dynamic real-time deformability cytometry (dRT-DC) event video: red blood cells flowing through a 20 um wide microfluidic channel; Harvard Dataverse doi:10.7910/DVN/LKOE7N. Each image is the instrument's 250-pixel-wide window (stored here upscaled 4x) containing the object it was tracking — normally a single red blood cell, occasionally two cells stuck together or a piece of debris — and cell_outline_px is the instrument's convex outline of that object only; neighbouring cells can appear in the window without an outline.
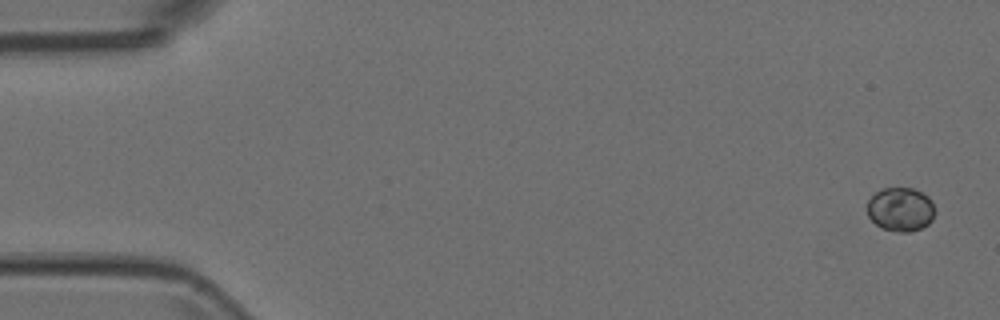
{"species": "Egyptian fruit bat (a non-hibernating species)", "species_latin": "Rousettus aegyptiacus", "temperature_condition": "room temperature", "stored_images_in_passage": 3, "camera_frame_rate_fps": 3000, "um_per_image_px": 0.085, "animal": {"sex": "female"}, "frame": {"image": 1, "passage_image": 1, "time_ms": 0.0, "image_size_px": [1000, 320], "cell_outline_px": [[932, 220], [928, 224], [912, 232], [896, 232], [884, 228], [876, 224], [868, 216], [868, 200], [880, 188], [912, 188], [928, 196], [932, 200]], "centroid_in_image_um": [76.53, 17.79], "position_along_channel_um": 8.5, "area_um2": 17.11}}